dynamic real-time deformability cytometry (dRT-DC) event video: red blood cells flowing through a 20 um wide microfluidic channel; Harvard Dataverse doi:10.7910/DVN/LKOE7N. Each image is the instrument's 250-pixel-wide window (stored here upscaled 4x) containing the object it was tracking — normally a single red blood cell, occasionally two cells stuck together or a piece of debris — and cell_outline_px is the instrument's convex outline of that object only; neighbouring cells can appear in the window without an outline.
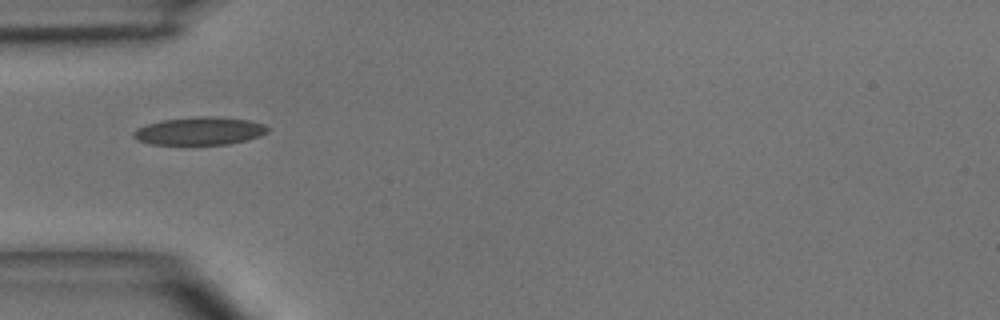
{"species": "common noctule bat (a hibernating species)", "species_latin": "Nyctalus noctula", "temperature_condition": "room temperature", "stored_images_in_passage": 2, "camera_frame_rate_fps": 3000, "um_per_image_px": 0.085, "animal": {"sex": "male", "body_mass_g": 15.6}, "frame": {"image": 1, "passage_image": 1, "time_ms": 0.0, "image_size_px": [1000, 320], "cell_outline_px": [[268, 132], [260, 136], [248, 140], [228, 144], [148, 144], [136, 140], [132, 136], [132, 132], [136, 128], [148, 124], [164, 120], [196, 116], [212, 116], [248, 120], [264, 124], [268, 128]], "centroid_in_image_um": [16.95, 11.14], "position_along_channel_um": 68.0, "area_um2": 21.85}}
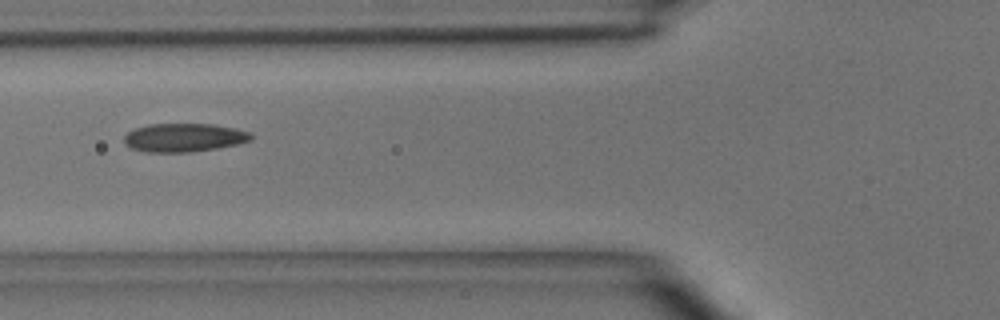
{"frame": {"image": 2, "passage_image": 2, "time_ms": 1.0, "image_size_px": [1000, 320], "cell_outline_px": [[252, 140], [236, 144], [216, 148], [192, 152], [148, 152], [132, 148], [124, 144], [124, 136], [128, 132], [136, 128], [148, 124], [212, 124], [236, 128], [252, 132]], "centroid_in_image_um": [15.65, 11.69], "position_along_channel_um": 110.1, "area_um2": 21.1}}